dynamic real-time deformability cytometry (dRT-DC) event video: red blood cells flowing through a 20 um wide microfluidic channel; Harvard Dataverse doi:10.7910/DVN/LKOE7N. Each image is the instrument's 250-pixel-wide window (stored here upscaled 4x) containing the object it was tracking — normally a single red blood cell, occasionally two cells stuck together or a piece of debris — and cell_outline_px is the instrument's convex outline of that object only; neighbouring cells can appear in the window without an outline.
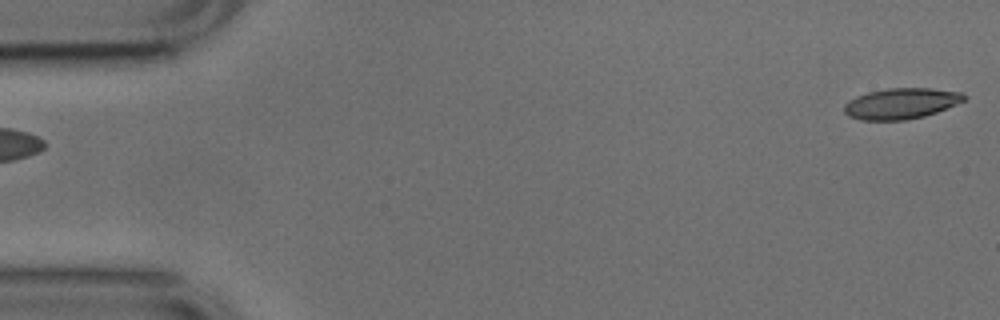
{"species": "common noctule bat (a hibernating species)", "species_latin": "Nyctalus noctula", "temperature_condition": "cold", "stored_images_in_passage": 11, "camera_frame_rate_fps": 3000, "um_per_image_px": 0.085, "animal": {"sex": "male", "body_mass_g": 17.9, "forearm_length_mm": 54.2}, "frame": {"image": 1, "passage_image": 1, "time_ms": 0.0, "image_size_px": [1000, 320], "cell_outline_px": [[968, 96], [964, 100], [956, 104], [936, 112], [924, 116], [904, 120], [860, 120], [848, 116], [844, 112], [844, 104], [848, 100], [856, 96], [868, 92], [888, 88], [932, 88], [960, 92]], "centroid_in_image_um": [76.57, 8.79], "position_along_channel_um": 8.4, "area_um2": 21.56}}